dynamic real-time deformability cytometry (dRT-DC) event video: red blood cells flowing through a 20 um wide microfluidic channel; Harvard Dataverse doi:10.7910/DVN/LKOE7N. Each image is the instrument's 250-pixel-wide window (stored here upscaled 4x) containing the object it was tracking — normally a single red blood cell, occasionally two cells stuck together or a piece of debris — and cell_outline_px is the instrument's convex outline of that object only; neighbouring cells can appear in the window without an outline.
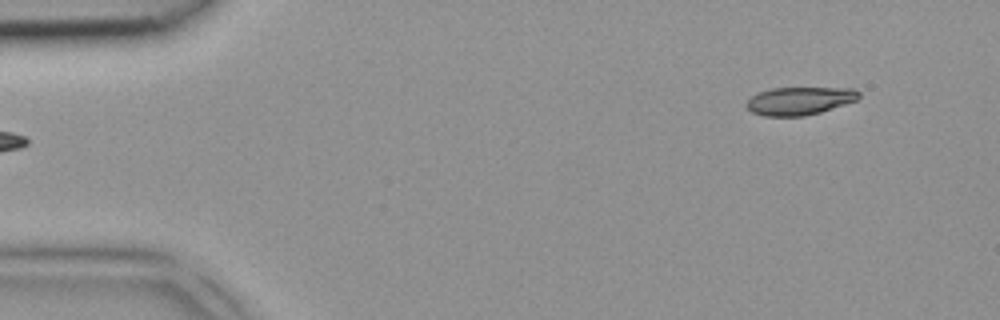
{"species": "common noctule bat (a hibernating species)", "species_latin": "Nyctalus noctula", "temperature_condition": "room temperature", "stored_images_in_passage": 4, "segment_of_instrument_passage": [2, 2], "camera_frame_rate_fps": 3000, "um_per_image_px": 0.085, "animal": {"sex": "female", "body_mass_g": 18.4}, "frame": {"image": 1, "passage_image": 4, "time_ms": 1.0, "image_size_px": [1000, 320], "cell_outline_px": [[860, 96], [856, 100], [820, 112], [804, 116], [764, 116], [752, 112], [744, 104], [752, 96], [760, 92], [772, 88], [852, 88], [860, 92]], "centroid_in_image_um": [67.95, 8.57], "position_along_channel_um": 17.1, "area_um2": 18.15}}